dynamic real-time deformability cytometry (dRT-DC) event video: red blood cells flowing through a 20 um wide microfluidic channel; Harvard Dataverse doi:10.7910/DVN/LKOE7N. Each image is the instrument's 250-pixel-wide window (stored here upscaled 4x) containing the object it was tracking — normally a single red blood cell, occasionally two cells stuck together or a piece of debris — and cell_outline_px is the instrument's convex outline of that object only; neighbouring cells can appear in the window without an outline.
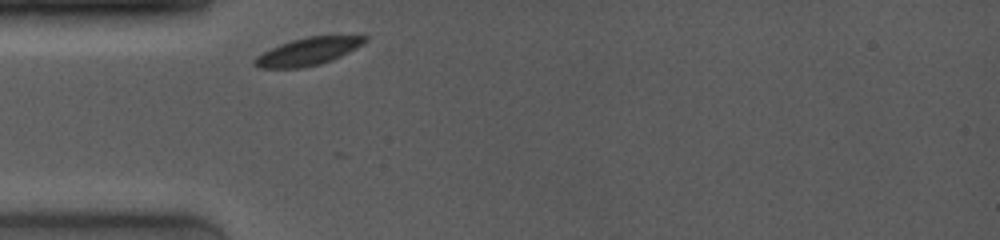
{"species": "common noctule bat (a hibernating species)", "species_latin": "Nyctalus noctula", "temperature_condition": "room temperature", "stored_images_in_passage": 32, "camera_frame_rate_fps": 4000, "um_per_image_px": 0.085, "animal": {"sex": "female", "body_mass_g": 19.0, "forearm_length_mm": 53.3}, "frame": {"image": 1, "passage_image": 2, "time_ms": 0.25, "image_size_px": [1000, 240], "cell_outline_px": [[368, 40], [356, 48], [332, 60], [320, 64], [300, 68], [260, 68], [252, 64], [252, 60], [256, 56], [280, 44], [292, 40], [308, 36], [368, 36]], "centroid_in_image_um": [26.15, 4.38], "position_along_channel_um": 58.8, "area_um2": 17.57}}
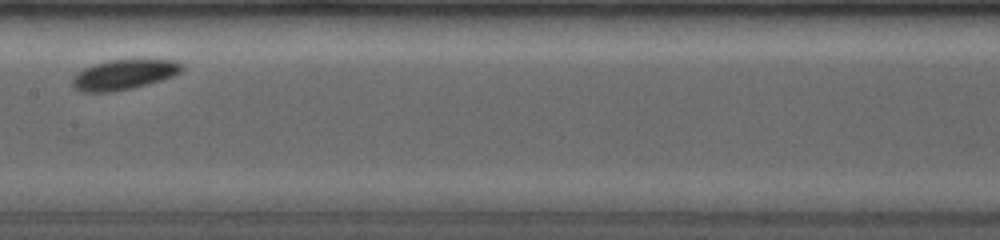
{"frame": {"image": 2, "passage_image": 19, "time_ms": 4.0, "image_size_px": [1000, 240], "cell_outline_px": [[184, 68], [180, 72], [172, 76], [148, 84], [132, 88], [112, 92], [80, 92], [72, 88], [72, 76], [76, 72], [92, 64], [108, 60], [148, 56], [176, 60], [184, 64]], "centroid_in_image_um": [10.57, 6.28], "position_along_channel_um": 196.8, "area_um2": 20.35}}
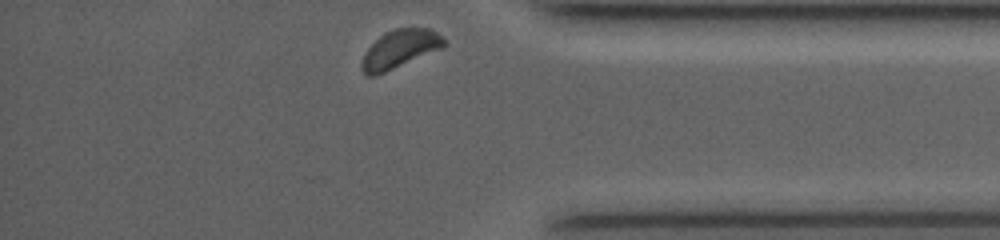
{"frame": {"image": 3, "passage_image": 32, "time_ms": 9.5, "image_size_px": [1000, 240], "cell_outline_px": [[448, 44], [444, 48], [376, 76], [368, 76], [360, 68], [360, 64], [364, 52], [384, 32], [396, 28], [428, 28], [436, 32], [448, 40]], "centroid_in_image_um": [34.01, 4.18], "position_along_channel_um": 401.2, "area_um2": 18.67}, "authors_computed_cell_mechanics": {"area_um2": 18.5827, "velocity_mm_per_s": 3.7787, "shape_relaxation_time_tau1_ms": 4.9717, "shape_relaxation_time_tau2_ms": null, "deformation_change_tau1": 0.093, "deformation_change_tau2": null}}